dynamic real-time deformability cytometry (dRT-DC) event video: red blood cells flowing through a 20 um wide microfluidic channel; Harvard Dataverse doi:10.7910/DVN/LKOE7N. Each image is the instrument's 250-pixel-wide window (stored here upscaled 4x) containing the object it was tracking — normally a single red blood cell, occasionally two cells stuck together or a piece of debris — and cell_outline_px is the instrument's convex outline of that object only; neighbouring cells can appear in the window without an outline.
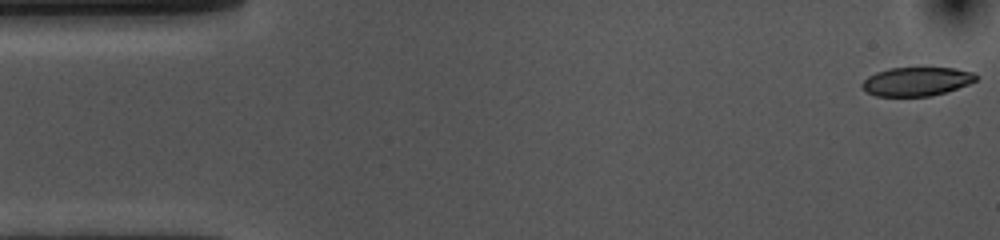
{"species": "common noctule bat (a hibernating species)", "species_latin": "Nyctalus noctula", "temperature_condition": "cold", "stored_images_in_passage": 54, "camera_frame_rate_fps": 3000, "um_per_image_px": 0.085, "animal": {"sex": "female", "body_mass_g": 10.0, "forearm_length_mm": 53.1}, "frame": {"image": 1, "passage_image": 1, "time_ms": 0.0, "image_size_px": [1000, 240], "cell_outline_px": [[976, 80], [968, 84], [932, 96], [876, 96], [868, 92], [860, 84], [868, 76], [876, 72], [888, 68], [956, 68], [972, 72], [976, 76]], "centroid_in_image_um": [77.88, 6.92], "position_along_channel_um": 7.1, "area_um2": 18.9}}
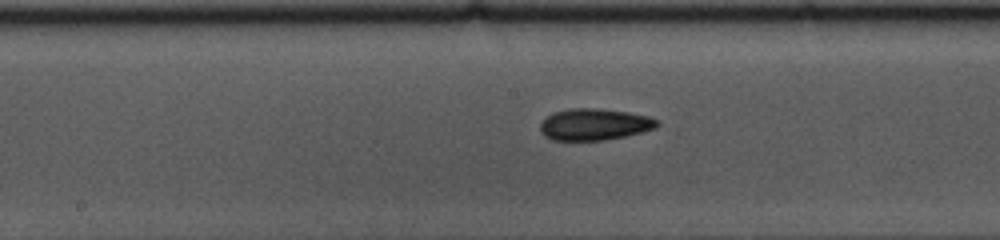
{"frame": {"image": 2, "passage_image": 26, "time_ms": 8.333, "image_size_px": [1000, 240], "cell_outline_px": [[660, 124], [656, 128], [624, 136], [604, 140], [552, 140], [544, 136], [540, 132], [540, 124], [552, 112], [568, 108], [596, 108], [628, 112], [648, 116], [660, 120]], "centroid_in_image_um": [50.52, 10.57], "position_along_channel_um": 197.7, "area_um2": 21.62}}
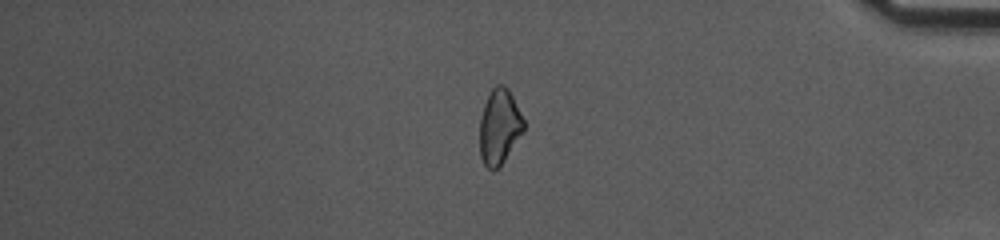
{"frame": {"image": 3, "passage_image": 45, "time_ms": 14.667, "image_size_px": [1000, 240], "cell_outline_px": [[524, 132], [504, 160], [492, 172], [484, 164], [480, 156], [480, 116], [484, 104], [492, 88], [496, 84], [504, 84], [508, 88], [524, 120]], "centroid_in_image_um": [42.44, 10.76], "position_along_channel_um": 392.8, "area_um2": 19.25}, "authors_computed_cell_mechanics": {"area_um2": 20.8658, "velocity_mm_per_s": 3.6159, "shape_relaxation_time_tau1_ms": 3.432, "shape_relaxation_time_tau2_ms": 6.1327, "deformation_change_tau1": 0.1009, "deformation_change_tau2": 0.1222}}